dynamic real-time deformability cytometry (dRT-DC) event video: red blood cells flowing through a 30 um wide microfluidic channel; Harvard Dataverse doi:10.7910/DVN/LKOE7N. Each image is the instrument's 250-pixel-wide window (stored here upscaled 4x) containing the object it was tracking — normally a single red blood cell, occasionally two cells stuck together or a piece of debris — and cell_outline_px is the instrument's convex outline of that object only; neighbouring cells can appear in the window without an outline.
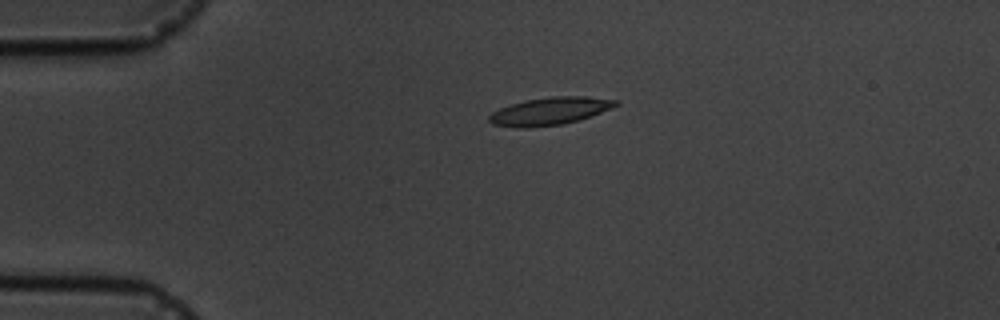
{"species": "common noctule bat (a hibernating species)", "species_latin": "Nyctalus noctula", "temperature_condition": "cold", "stored_images_in_passage": 6, "camera_frame_rate_fps": 3000, "um_per_image_px": 0.085, "animal": {"sex": "male", "body_mass_g": 19.5, "forearm_length_mm": 54.6}, "frame": {"image": 1, "passage_image": 4, "time_ms": 3.667, "image_size_px": [1000, 320], "cell_outline_px": [[620, 104], [580, 120], [564, 124], [528, 128], [516, 128], [492, 124], [488, 120], [488, 116], [492, 112], [500, 108], [524, 100], [552, 96], [588, 96], [620, 100]], "centroid_in_image_um": [46.73, 9.45], "position_along_channel_um": 38.3, "area_um2": 20.58}}
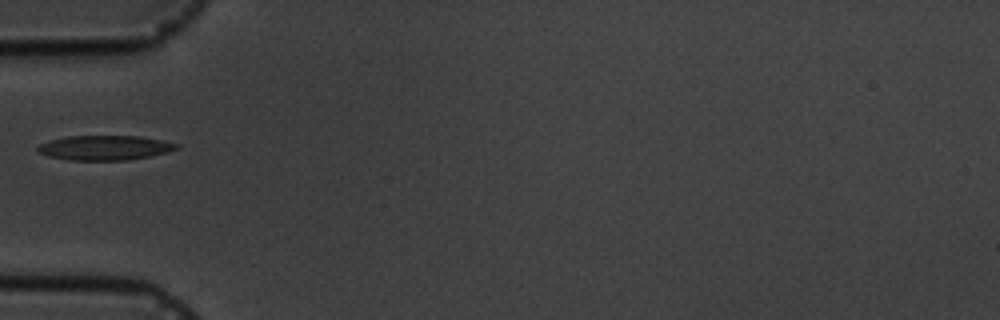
{"frame": {"image": 2, "passage_image": 6, "time_ms": 5.667, "image_size_px": [1000, 320], "cell_outline_px": [[180, 148], [168, 152], [128, 160], [72, 160], [48, 156], [36, 152], [36, 148], [40, 144], [48, 140], [68, 136], [140, 136], [180, 144]], "centroid_in_image_um": [8.89, 12.55], "position_along_channel_um": 76.1, "area_um2": 20.0}}